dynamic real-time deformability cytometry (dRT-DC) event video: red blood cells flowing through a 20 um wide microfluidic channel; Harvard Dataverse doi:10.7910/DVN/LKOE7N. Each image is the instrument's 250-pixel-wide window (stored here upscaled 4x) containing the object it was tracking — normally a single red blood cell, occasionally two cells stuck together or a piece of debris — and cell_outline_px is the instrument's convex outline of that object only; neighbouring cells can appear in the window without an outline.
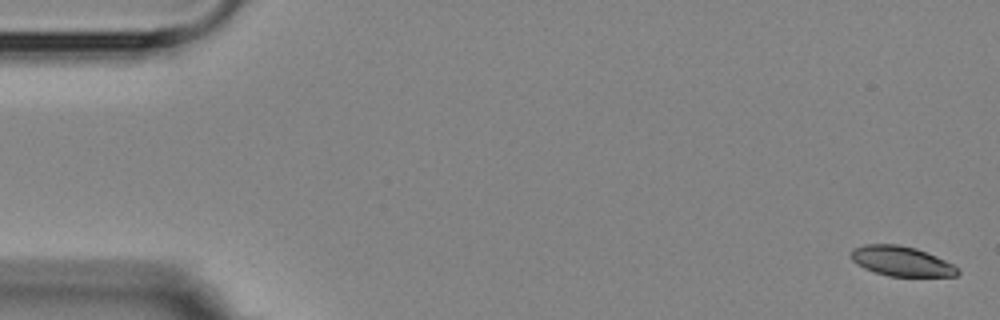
{"species": "Egyptian fruit bat (a non-hibernating species)", "species_latin": "Rousettus aegyptiacus", "temperature_condition": "room temperature", "stored_images_in_passage": 4, "camera_frame_rate_fps": 3000, "um_per_image_px": 0.085, "animal": {"sex": "female"}, "frame": {"image": 1, "passage_image": 1, "time_ms": 0.0, "image_size_px": [1000, 320], "cell_outline_px": [[960, 272], [956, 276], [888, 276], [864, 268], [856, 264], [852, 260], [852, 248], [864, 244], [896, 244], [916, 248], [936, 256], [952, 264]], "centroid_in_image_um": [76.59, 22.19], "position_along_channel_um": 8.4, "area_um2": 18.38}}